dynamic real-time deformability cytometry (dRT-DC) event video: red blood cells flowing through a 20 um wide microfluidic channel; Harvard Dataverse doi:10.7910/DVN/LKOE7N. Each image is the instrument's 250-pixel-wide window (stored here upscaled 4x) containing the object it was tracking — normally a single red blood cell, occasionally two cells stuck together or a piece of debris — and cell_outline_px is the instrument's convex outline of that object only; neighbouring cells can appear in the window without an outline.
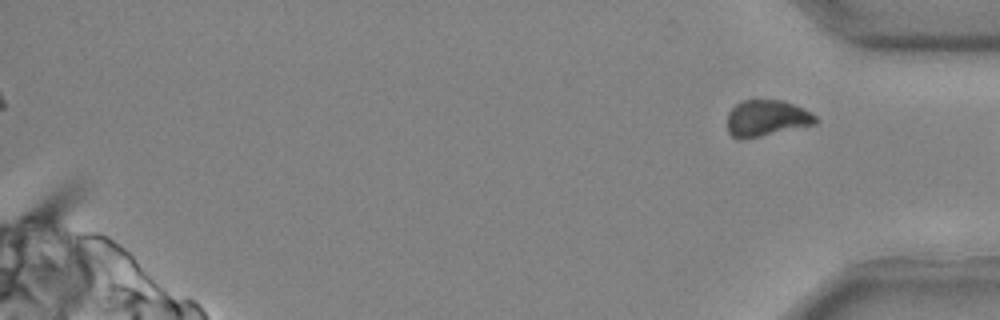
{"species": "common noctule bat (a hibernating species)", "species_latin": "Nyctalus noctula", "temperature_condition": "cold", "stored_images_in_passage": 35, "segment_of_instrument_passage": [2, 2], "camera_frame_rate_fps": 3000, "um_per_image_px": 0.085, "animal": {"sex": "male", "body_mass_g": 20.4}, "frame": {"image": 1, "passage_image": 35, "time_ms": 11.333, "image_size_px": [1000, 320], "cell_outline_px": [[820, 120], [816, 124], [760, 136], [740, 140], [736, 140], [728, 132], [728, 112], [740, 100], [784, 100], [804, 108], [812, 112]], "centroid_in_image_um": [65.17, 10.04], "position_along_channel_um": 370.0, "area_um2": 18.9}}